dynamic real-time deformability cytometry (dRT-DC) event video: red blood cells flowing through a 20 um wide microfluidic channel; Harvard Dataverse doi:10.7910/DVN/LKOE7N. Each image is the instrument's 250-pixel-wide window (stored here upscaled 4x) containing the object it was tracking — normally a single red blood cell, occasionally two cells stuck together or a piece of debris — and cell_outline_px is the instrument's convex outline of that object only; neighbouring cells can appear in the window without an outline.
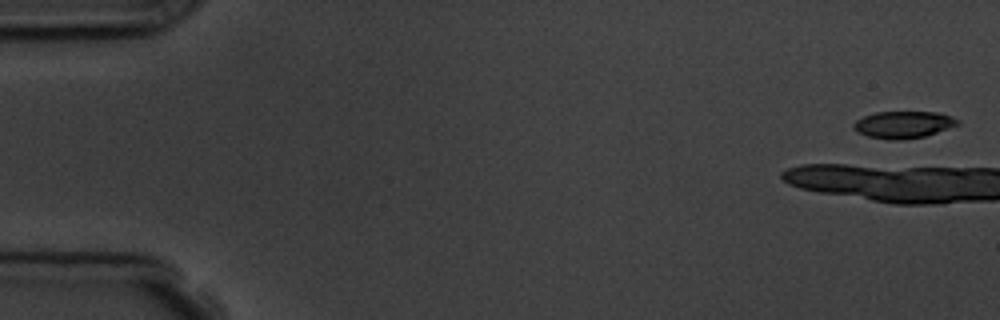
{"species": "common noctule bat (a hibernating species)", "species_latin": "Nyctalus noctula", "temperature_condition": "room temperature", "stored_images_in_passage": 6, "camera_frame_rate_fps": 3000, "um_per_image_px": 0.085, "animal": {"sex": "male", "body_mass_g": 19.5, "forearm_length_mm": 54.6}, "frame": {"image": 1, "passage_image": 1, "time_ms": 0.0, "image_size_px": [1000, 320], "cell_outline_px": [[960, 124], [924, 136], [900, 140], [888, 140], [868, 136], [856, 132], [852, 128], [852, 124], [856, 120], [864, 116], [876, 112], [936, 112], [960, 120]], "centroid_in_image_um": [76.73, 10.6], "position_along_channel_um": 8.3, "area_um2": 16.3}}